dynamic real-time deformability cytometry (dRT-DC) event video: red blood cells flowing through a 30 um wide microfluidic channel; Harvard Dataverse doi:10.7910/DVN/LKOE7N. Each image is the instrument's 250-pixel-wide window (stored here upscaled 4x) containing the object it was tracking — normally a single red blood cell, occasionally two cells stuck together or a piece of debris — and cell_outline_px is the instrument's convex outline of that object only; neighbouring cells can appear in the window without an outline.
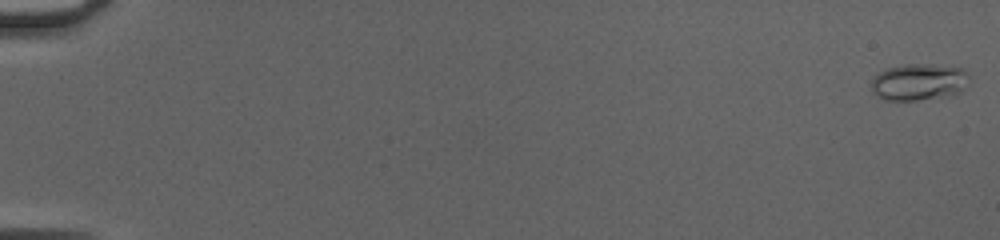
{"species": "common noctule bat (a hibernating species)", "species_latin": "Nyctalus noctula", "temperature_condition": "cold", "stored_images_in_passage": 51, "camera_frame_rate_fps": 3000, "um_per_image_px": 0.085, "animal": {"sex": "female", "body_mass_g": 20.0, "forearm_length_mm": 54.0}, "frame": {"image": 1, "passage_image": 1, "time_ms": 0.0, "image_size_px": [1000, 240], "cell_outline_px": [[968, 76], [964, 88], [960, 92], [952, 96], [916, 100], [884, 100], [872, 92], [872, 76], [888, 68], [904, 64], [928, 64], [960, 68]], "centroid_in_image_um": [78.06, 6.98], "position_along_channel_um": 6.9, "area_um2": 20.87}}
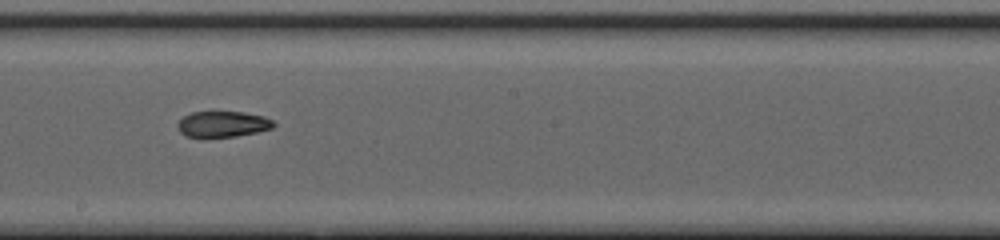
{"frame": {"image": 2, "passage_image": 31, "time_ms": 10.0, "image_size_px": [1000, 240], "cell_outline_px": [[276, 124], [272, 128], [256, 132], [236, 136], [204, 140], [184, 136], [180, 132], [176, 124], [184, 116], [192, 112], [244, 112], [264, 116], [272, 120]], "centroid_in_image_um": [18.88, 10.59], "position_along_channel_um": 229.3, "area_um2": 15.03}}
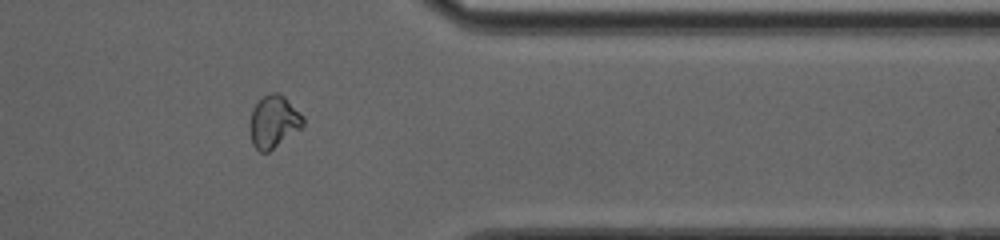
{"frame": {"image": 3, "passage_image": 43, "time_ms": 14.0, "image_size_px": [1000, 240], "cell_outline_px": [[304, 124], [300, 128], [268, 152], [260, 152], [252, 144], [248, 124], [252, 108], [264, 96], [272, 92], [276, 92], [284, 96], [304, 116]], "centroid_in_image_um": [23.23, 10.34], "position_along_channel_um": 388.2, "area_um2": 16.18}, "authors_computed_cell_mechanics": {"area_um2": 15.895, "velocity_mm_per_s": 4.1902, "shape_relaxation_time_tau1_ms": null, "shape_relaxation_time_tau2_ms": 2.5032, "deformation_change_tau1": null, "deformation_change_tau2": 0.0649}}